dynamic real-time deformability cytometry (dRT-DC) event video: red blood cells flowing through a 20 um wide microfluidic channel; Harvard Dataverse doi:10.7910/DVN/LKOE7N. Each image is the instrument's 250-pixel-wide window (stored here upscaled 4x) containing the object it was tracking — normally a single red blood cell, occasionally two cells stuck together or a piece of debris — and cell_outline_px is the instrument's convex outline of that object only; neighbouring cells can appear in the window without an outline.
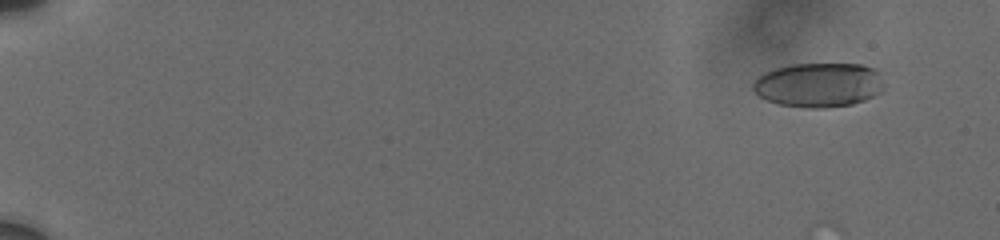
{"species": "human", "species_latin": "Homo sapiens", "temperature_condition": "cold", "stored_images_in_passage": 28, "camera_frame_rate_fps": 3000, "um_per_image_px": 0.085, "donor": {"sex": "male"}, "frame": {"image": 1, "passage_image": 4, "time_ms": 1.667, "image_size_px": [1000, 240], "cell_outline_px": [[884, 84], [880, 92], [864, 100], [852, 104], [824, 108], [808, 108], [780, 104], [768, 100], [760, 96], [752, 88], [752, 84], [760, 76], [776, 68], [792, 64], [860, 64], [872, 68], [880, 72]], "centroid_in_image_um": [69.63, 7.21], "position_along_channel_um": 15.4, "area_um2": 33.64}}
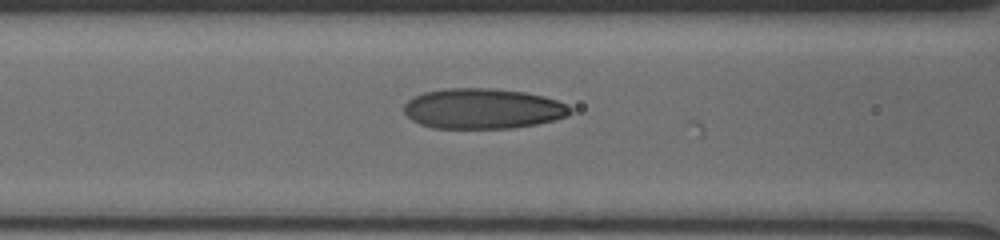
{"frame": {"image": 2, "passage_image": 17, "time_ms": 9.333, "image_size_px": [1000, 240], "cell_outline_px": [[572, 112], [568, 116], [536, 124], [512, 128], [432, 128], [420, 124], [412, 120], [404, 112], [404, 104], [412, 96], [424, 92], [444, 88], [492, 88], [524, 92], [544, 96], [556, 100], [572, 108]], "centroid_in_image_um": [41.01, 9.23], "position_along_channel_um": 125.6, "area_um2": 39.19}}
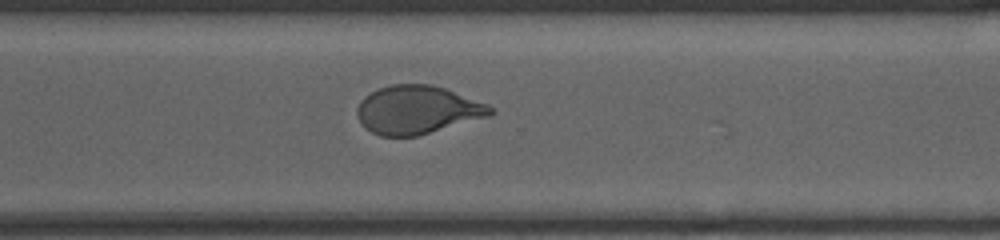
{"frame": {"image": 3, "passage_image": 27, "time_ms": 15.0, "image_size_px": [1000, 240], "cell_outline_px": [[496, 112], [492, 116], [416, 136], [380, 136], [372, 132], [360, 120], [356, 112], [356, 108], [360, 100], [364, 96], [380, 88], [392, 84], [432, 84], [444, 88], [488, 104]], "centroid_in_image_um": [35.51, 9.33], "position_along_channel_um": 335.1, "area_um2": 37.45}}